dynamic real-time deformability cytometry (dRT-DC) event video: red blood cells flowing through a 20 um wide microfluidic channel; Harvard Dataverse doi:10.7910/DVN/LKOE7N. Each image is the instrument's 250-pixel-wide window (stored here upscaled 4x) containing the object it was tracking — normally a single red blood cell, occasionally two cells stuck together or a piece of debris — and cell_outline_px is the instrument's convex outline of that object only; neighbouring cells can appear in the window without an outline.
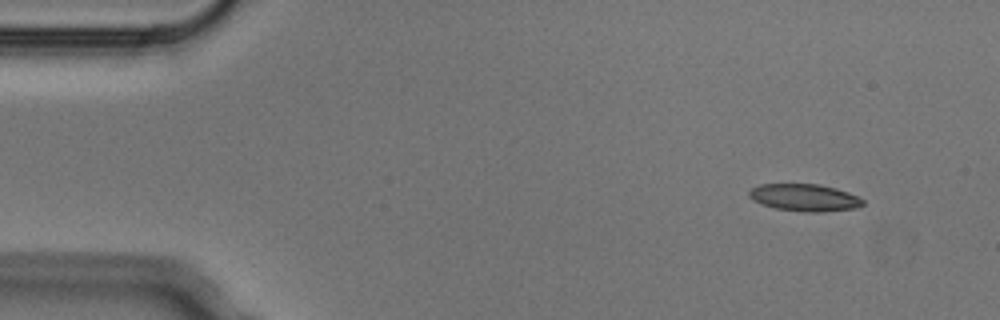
{"species": "Egyptian fruit bat (a non-hibernating species)", "species_latin": "Rousettus aegyptiacus", "temperature_condition": "cold", "stored_images_in_passage": 3, "camera_frame_rate_fps": 3000, "um_per_image_px": 0.085, "animal": {"sex": "male"}, "frame": {"image": 1, "passage_image": 1, "time_ms": 0.0, "image_size_px": [1000, 320], "cell_outline_px": [[864, 204], [856, 208], [824, 212], [804, 212], [776, 208], [752, 200], [748, 196], [748, 192], [752, 188], [760, 184], [820, 184], [836, 188], [848, 192], [864, 200]], "centroid_in_image_um": [68.39, 16.79], "position_along_channel_um": 16.6, "area_um2": 18.03}}
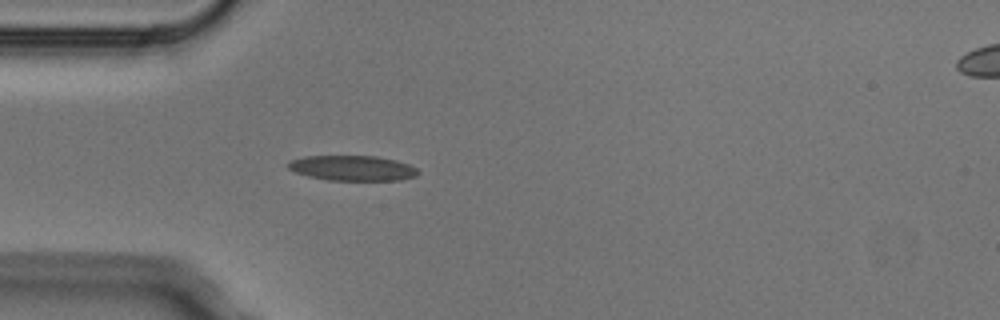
{"frame": {"image": 2, "passage_image": 3, "time_ms": 0.667, "image_size_px": [1000, 320], "cell_outline_px": [[420, 172], [416, 176], [400, 180], [328, 180], [308, 176], [296, 172], [288, 168], [288, 160], [304, 156], [376, 156], [396, 160], [408, 164], [416, 168]], "centroid_in_image_um": [29.95, 14.28], "position_along_channel_um": 55.0, "area_um2": 19.07}}